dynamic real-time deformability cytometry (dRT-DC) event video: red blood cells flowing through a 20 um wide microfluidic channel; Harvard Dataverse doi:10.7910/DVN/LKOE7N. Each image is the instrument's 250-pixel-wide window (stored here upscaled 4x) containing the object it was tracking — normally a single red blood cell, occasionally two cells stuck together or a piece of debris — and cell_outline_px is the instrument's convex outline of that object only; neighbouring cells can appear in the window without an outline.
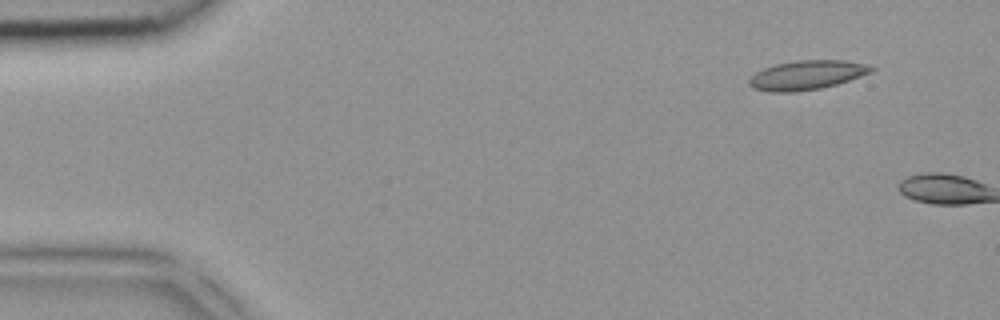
{"species": "common noctule bat (a hibernating species)", "species_latin": "Nyctalus noctula", "temperature_condition": "room temperature", "stored_images_in_passage": 2, "camera_frame_rate_fps": 3000, "um_per_image_px": 0.085, "animal": {"sex": "female", "body_mass_g": 18.4}, "frame": {"image": 1, "passage_image": 1, "time_ms": 0.0, "image_size_px": [1000, 320], "cell_outline_px": [[876, 68], [872, 72], [836, 84], [820, 88], [792, 92], [768, 92], [752, 88], [748, 84], [748, 80], [756, 72], [764, 68], [776, 64], [796, 60], [844, 60], [868, 64]], "centroid_in_image_um": [68.57, 6.38], "position_along_channel_um": 16.4, "area_um2": 20.81}}